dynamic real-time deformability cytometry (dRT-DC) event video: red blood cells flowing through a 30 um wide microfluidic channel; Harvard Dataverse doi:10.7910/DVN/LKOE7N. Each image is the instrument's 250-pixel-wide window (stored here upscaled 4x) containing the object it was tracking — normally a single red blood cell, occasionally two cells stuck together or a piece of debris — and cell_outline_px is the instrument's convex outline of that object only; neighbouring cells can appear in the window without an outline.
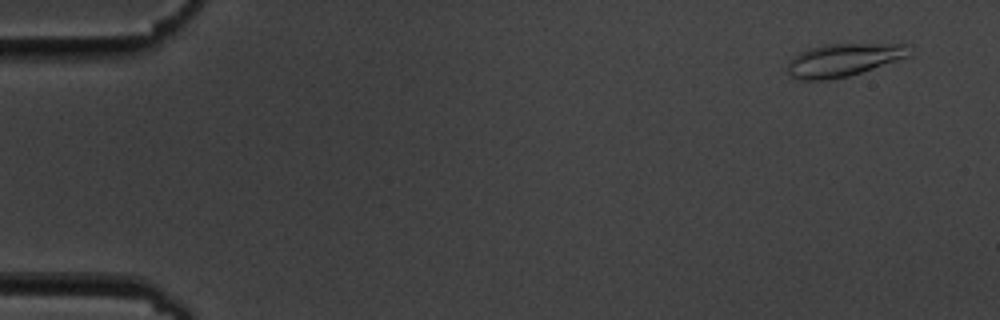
{"species": "common noctule bat (a hibernating species)", "species_latin": "Nyctalus noctula", "temperature_condition": "cold", "stored_images_in_passage": 55, "camera_frame_rate_fps": 3000, "um_per_image_px": 0.085, "animal": {"sex": "male", "body_mass_g": 19.5, "forearm_length_mm": 54.6}, "frame": {"image": 1, "passage_image": 2, "time_ms": 0.333, "image_size_px": [1000, 320], "cell_outline_px": [[908, 56], [848, 76], [828, 80], [796, 80], [788, 76], [788, 64], [792, 56], [800, 52], [824, 44], [904, 44]], "centroid_in_image_um": [71.55, 5.12], "position_along_channel_um": 13.4, "area_um2": 22.83}}
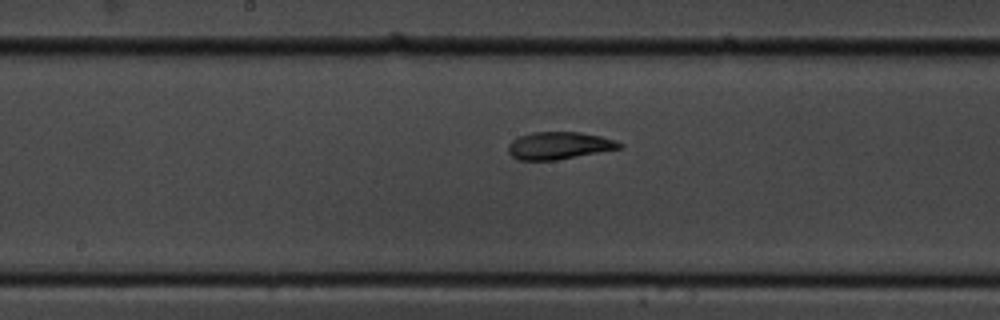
{"frame": {"image": 2, "passage_image": 28, "time_ms": 9.0, "image_size_px": [1000, 320], "cell_outline_px": [[624, 144], [620, 148], [556, 160], [520, 160], [512, 156], [508, 152], [508, 144], [512, 140], [520, 136], [532, 132], [580, 132], [600, 136], [616, 140]], "centroid_in_image_um": [47.5, 12.37], "position_along_channel_um": 200.7, "area_um2": 17.63}}
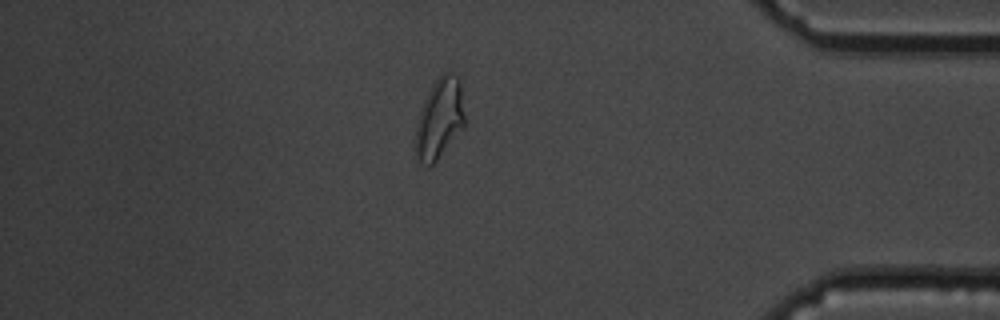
{"frame": {"image": 3, "passage_image": 47, "time_ms": 15.333, "image_size_px": [1000, 320], "cell_outline_px": [[464, 128], [436, 160], [432, 164], [428, 164], [416, 160], [416, 128], [420, 108], [432, 84], [444, 72], [452, 72], [460, 80], [464, 116]], "centroid_in_image_um": [37.36, 10.05], "position_along_channel_um": 397.8, "area_um2": 22.72}, "authors_computed_cell_mechanics": {"area_um2": 18.6694, "velocity_mm_per_s": 3.5891, "shape_relaxation_time_tau1_ms": 5.559, "shape_relaxation_time_tau2_ms": 1.9649, "deformation_change_tau1": 0.1674, "deformation_change_tau2": 0.0828}}